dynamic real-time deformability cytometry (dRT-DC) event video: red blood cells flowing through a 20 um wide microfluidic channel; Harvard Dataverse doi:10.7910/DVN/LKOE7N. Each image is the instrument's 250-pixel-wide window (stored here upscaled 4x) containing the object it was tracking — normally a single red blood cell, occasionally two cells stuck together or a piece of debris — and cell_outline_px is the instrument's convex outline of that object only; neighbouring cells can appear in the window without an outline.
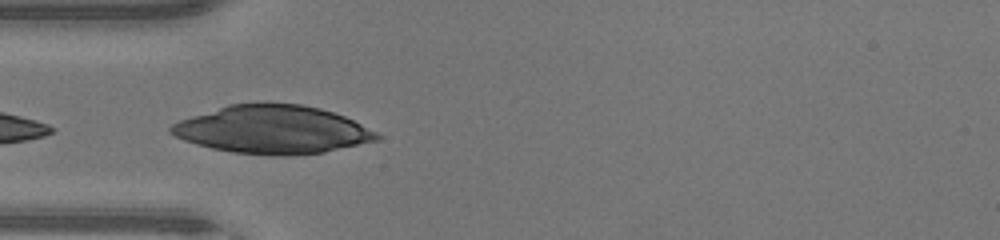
{"species": "human", "species_latin": "Homo sapiens", "temperature_condition": "warm", "stored_images_in_passage": 6, "camera_frame_rate_fps": 3000, "um_per_image_px": 0.085, "donor": {"sex": "male"}, "frame": {"image": 1, "passage_image": 1, "time_ms": 0.0, "image_size_px": [1000, 240], "cell_outline_px": [[380, 140], [324, 152], [284, 156], [276, 156], [232, 152], [212, 148], [196, 144], [184, 140], [168, 132], [168, 128], [172, 124], [180, 120], [228, 104], [300, 104], [320, 108], [344, 116], [376, 132], [380, 136]], "centroid_in_image_um": [23.15, 11.03], "position_along_channel_um": 61.8, "area_um2": 57.22}}
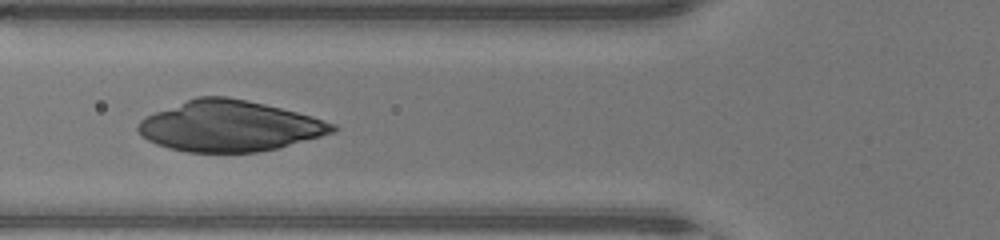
{"frame": {"image": 2, "passage_image": 4, "time_ms": 1.0, "image_size_px": [1000, 240], "cell_outline_px": [[340, 128], [332, 132], [320, 136], [276, 148], [260, 152], [188, 152], [168, 148], [156, 144], [148, 140], [136, 128], [140, 120], [156, 112], [196, 96], [228, 96], [264, 104], [312, 116], [336, 124]], "centroid_in_image_um": [19.5, 10.71], "position_along_channel_um": 106.3, "area_um2": 56.99}}